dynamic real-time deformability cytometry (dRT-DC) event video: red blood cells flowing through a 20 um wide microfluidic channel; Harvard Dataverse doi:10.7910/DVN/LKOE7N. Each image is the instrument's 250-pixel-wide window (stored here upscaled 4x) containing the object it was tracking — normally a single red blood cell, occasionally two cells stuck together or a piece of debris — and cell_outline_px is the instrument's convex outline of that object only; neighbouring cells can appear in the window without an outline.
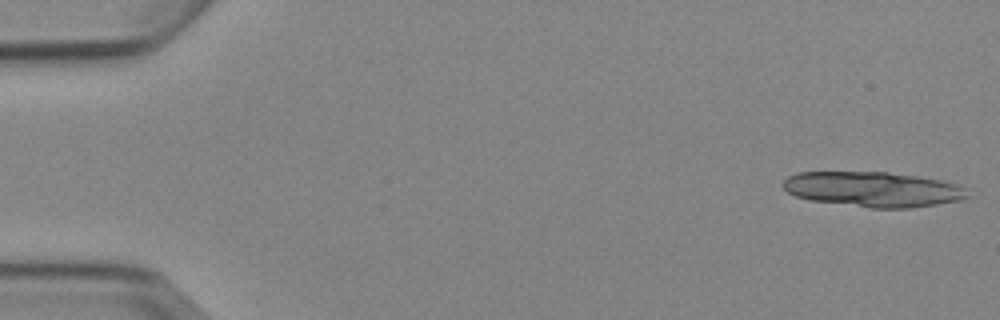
{"species": "Egyptian fruit bat (a non-hibernating species)", "species_latin": "Rousettus aegyptiacus", "temperature_condition": "cold", "stored_images_in_passage": 5, "camera_frame_rate_fps": 3000, "um_per_image_px": 0.085, "animal": {"sex": "female"}, "frame": {"image": 1, "passage_image": 1, "time_ms": 0.0, "image_size_px": [1000, 320], "cell_outline_px": [[968, 196], [964, 200], [912, 208], [868, 208], [808, 200], [796, 196], [788, 192], [780, 184], [788, 176], [796, 172], [888, 172], [916, 176], [940, 180], [964, 188]], "centroid_in_image_um": [74.16, 16.1], "position_along_channel_um": 10.8, "area_um2": 37.86}}